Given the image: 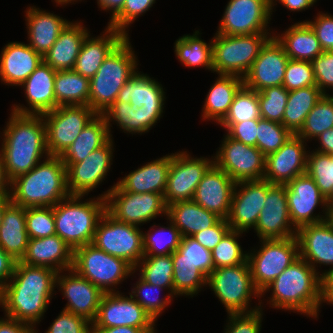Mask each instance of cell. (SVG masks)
<instances>
[{
  "label": "cell",
  "mask_w": 333,
  "mask_h": 333,
  "mask_svg": "<svg viewBox=\"0 0 333 333\" xmlns=\"http://www.w3.org/2000/svg\"><path fill=\"white\" fill-rule=\"evenodd\" d=\"M272 295L270 307L303 314L316 319L321 308V276L300 256L261 293ZM269 302V303H268Z\"/></svg>",
  "instance_id": "obj_3"
},
{
  "label": "cell",
  "mask_w": 333,
  "mask_h": 333,
  "mask_svg": "<svg viewBox=\"0 0 333 333\" xmlns=\"http://www.w3.org/2000/svg\"><path fill=\"white\" fill-rule=\"evenodd\" d=\"M78 1H82V0H54L53 2L56 3V5H60V6H65L66 4H70V3H74V2H78Z\"/></svg>",
  "instance_id": "obj_74"
},
{
  "label": "cell",
  "mask_w": 333,
  "mask_h": 333,
  "mask_svg": "<svg viewBox=\"0 0 333 333\" xmlns=\"http://www.w3.org/2000/svg\"><path fill=\"white\" fill-rule=\"evenodd\" d=\"M11 203L10 196H3L0 197V225L2 222V215L5 210V208Z\"/></svg>",
  "instance_id": "obj_73"
},
{
  "label": "cell",
  "mask_w": 333,
  "mask_h": 333,
  "mask_svg": "<svg viewBox=\"0 0 333 333\" xmlns=\"http://www.w3.org/2000/svg\"><path fill=\"white\" fill-rule=\"evenodd\" d=\"M165 88L154 77L137 71L119 91L116 101L130 103L135 108H164Z\"/></svg>",
  "instance_id": "obj_34"
},
{
  "label": "cell",
  "mask_w": 333,
  "mask_h": 333,
  "mask_svg": "<svg viewBox=\"0 0 333 333\" xmlns=\"http://www.w3.org/2000/svg\"><path fill=\"white\" fill-rule=\"evenodd\" d=\"M138 277L131 292L128 293L156 322L174 297L169 293L164 295L165 297H160V291L164 288L146 282L139 275Z\"/></svg>",
  "instance_id": "obj_45"
},
{
  "label": "cell",
  "mask_w": 333,
  "mask_h": 333,
  "mask_svg": "<svg viewBox=\"0 0 333 333\" xmlns=\"http://www.w3.org/2000/svg\"><path fill=\"white\" fill-rule=\"evenodd\" d=\"M101 115L104 117L108 125L111 137V127H113L112 123L117 124L120 130L124 133H131L135 135L142 134L141 106L139 108H135L130 103L115 101L106 110H104Z\"/></svg>",
  "instance_id": "obj_49"
},
{
  "label": "cell",
  "mask_w": 333,
  "mask_h": 333,
  "mask_svg": "<svg viewBox=\"0 0 333 333\" xmlns=\"http://www.w3.org/2000/svg\"><path fill=\"white\" fill-rule=\"evenodd\" d=\"M316 85L312 63L310 61L289 59L284 74L283 86L288 91Z\"/></svg>",
  "instance_id": "obj_56"
},
{
  "label": "cell",
  "mask_w": 333,
  "mask_h": 333,
  "mask_svg": "<svg viewBox=\"0 0 333 333\" xmlns=\"http://www.w3.org/2000/svg\"><path fill=\"white\" fill-rule=\"evenodd\" d=\"M221 142L216 154L212 156L217 167L236 183L263 179L265 155L256 146L246 145L227 134Z\"/></svg>",
  "instance_id": "obj_15"
},
{
  "label": "cell",
  "mask_w": 333,
  "mask_h": 333,
  "mask_svg": "<svg viewBox=\"0 0 333 333\" xmlns=\"http://www.w3.org/2000/svg\"><path fill=\"white\" fill-rule=\"evenodd\" d=\"M36 327L25 322L17 321L4 315L0 319V333H38Z\"/></svg>",
  "instance_id": "obj_64"
},
{
  "label": "cell",
  "mask_w": 333,
  "mask_h": 333,
  "mask_svg": "<svg viewBox=\"0 0 333 333\" xmlns=\"http://www.w3.org/2000/svg\"><path fill=\"white\" fill-rule=\"evenodd\" d=\"M156 322L129 295L122 292L104 293L92 328L131 326L140 329H156Z\"/></svg>",
  "instance_id": "obj_19"
},
{
  "label": "cell",
  "mask_w": 333,
  "mask_h": 333,
  "mask_svg": "<svg viewBox=\"0 0 333 333\" xmlns=\"http://www.w3.org/2000/svg\"><path fill=\"white\" fill-rule=\"evenodd\" d=\"M316 85L324 95L333 91V51H323L311 61Z\"/></svg>",
  "instance_id": "obj_60"
},
{
  "label": "cell",
  "mask_w": 333,
  "mask_h": 333,
  "mask_svg": "<svg viewBox=\"0 0 333 333\" xmlns=\"http://www.w3.org/2000/svg\"><path fill=\"white\" fill-rule=\"evenodd\" d=\"M178 229L182 237L212 227L220 217L207 211L193 200L176 201L167 206V216Z\"/></svg>",
  "instance_id": "obj_38"
},
{
  "label": "cell",
  "mask_w": 333,
  "mask_h": 333,
  "mask_svg": "<svg viewBox=\"0 0 333 333\" xmlns=\"http://www.w3.org/2000/svg\"><path fill=\"white\" fill-rule=\"evenodd\" d=\"M146 282L162 287L174 297L172 255L143 256L134 271Z\"/></svg>",
  "instance_id": "obj_43"
},
{
  "label": "cell",
  "mask_w": 333,
  "mask_h": 333,
  "mask_svg": "<svg viewBox=\"0 0 333 333\" xmlns=\"http://www.w3.org/2000/svg\"><path fill=\"white\" fill-rule=\"evenodd\" d=\"M25 14L27 44L43 57L70 21L36 6H28Z\"/></svg>",
  "instance_id": "obj_31"
},
{
  "label": "cell",
  "mask_w": 333,
  "mask_h": 333,
  "mask_svg": "<svg viewBox=\"0 0 333 333\" xmlns=\"http://www.w3.org/2000/svg\"><path fill=\"white\" fill-rule=\"evenodd\" d=\"M296 237L299 243V256L315 270L317 269L316 272L320 276L333 270V226L327 220L299 227ZM318 264L330 268L320 272Z\"/></svg>",
  "instance_id": "obj_27"
},
{
  "label": "cell",
  "mask_w": 333,
  "mask_h": 333,
  "mask_svg": "<svg viewBox=\"0 0 333 333\" xmlns=\"http://www.w3.org/2000/svg\"><path fill=\"white\" fill-rule=\"evenodd\" d=\"M214 164V158L192 157L187 151L171 153V163L164 193L166 205L176 201L192 200L196 187L207 170Z\"/></svg>",
  "instance_id": "obj_16"
},
{
  "label": "cell",
  "mask_w": 333,
  "mask_h": 333,
  "mask_svg": "<svg viewBox=\"0 0 333 333\" xmlns=\"http://www.w3.org/2000/svg\"><path fill=\"white\" fill-rule=\"evenodd\" d=\"M90 79L74 70L56 71L54 94L56 104L89 106Z\"/></svg>",
  "instance_id": "obj_41"
},
{
  "label": "cell",
  "mask_w": 333,
  "mask_h": 333,
  "mask_svg": "<svg viewBox=\"0 0 333 333\" xmlns=\"http://www.w3.org/2000/svg\"><path fill=\"white\" fill-rule=\"evenodd\" d=\"M58 272L51 268L16 262L14 273L0 291L5 316L34 327L40 324L56 289Z\"/></svg>",
  "instance_id": "obj_1"
},
{
  "label": "cell",
  "mask_w": 333,
  "mask_h": 333,
  "mask_svg": "<svg viewBox=\"0 0 333 333\" xmlns=\"http://www.w3.org/2000/svg\"><path fill=\"white\" fill-rule=\"evenodd\" d=\"M207 287L224 305L227 314L250 313L263 307L261 293L252 281L248 260L239 265L215 268L207 278ZM252 298H259L254 307L251 306Z\"/></svg>",
  "instance_id": "obj_7"
},
{
  "label": "cell",
  "mask_w": 333,
  "mask_h": 333,
  "mask_svg": "<svg viewBox=\"0 0 333 333\" xmlns=\"http://www.w3.org/2000/svg\"><path fill=\"white\" fill-rule=\"evenodd\" d=\"M171 255L172 260L188 261L195 265L207 278L214 270L212 252L191 236L181 237L178 249Z\"/></svg>",
  "instance_id": "obj_51"
},
{
  "label": "cell",
  "mask_w": 333,
  "mask_h": 333,
  "mask_svg": "<svg viewBox=\"0 0 333 333\" xmlns=\"http://www.w3.org/2000/svg\"><path fill=\"white\" fill-rule=\"evenodd\" d=\"M106 199V211L118 221L142 226L161 217L167 216L164 195L159 193H132L123 191L114 184L100 195Z\"/></svg>",
  "instance_id": "obj_11"
},
{
  "label": "cell",
  "mask_w": 333,
  "mask_h": 333,
  "mask_svg": "<svg viewBox=\"0 0 333 333\" xmlns=\"http://www.w3.org/2000/svg\"><path fill=\"white\" fill-rule=\"evenodd\" d=\"M259 249L248 252V263L255 288L262 293L299 257L296 236L285 239H261Z\"/></svg>",
  "instance_id": "obj_10"
},
{
  "label": "cell",
  "mask_w": 333,
  "mask_h": 333,
  "mask_svg": "<svg viewBox=\"0 0 333 333\" xmlns=\"http://www.w3.org/2000/svg\"><path fill=\"white\" fill-rule=\"evenodd\" d=\"M97 113L85 105L58 106L42 114L50 156H60Z\"/></svg>",
  "instance_id": "obj_13"
},
{
  "label": "cell",
  "mask_w": 333,
  "mask_h": 333,
  "mask_svg": "<svg viewBox=\"0 0 333 333\" xmlns=\"http://www.w3.org/2000/svg\"><path fill=\"white\" fill-rule=\"evenodd\" d=\"M272 185L265 179L240 181L235 184L227 217L231 230L244 233L255 229L267 191Z\"/></svg>",
  "instance_id": "obj_20"
},
{
  "label": "cell",
  "mask_w": 333,
  "mask_h": 333,
  "mask_svg": "<svg viewBox=\"0 0 333 333\" xmlns=\"http://www.w3.org/2000/svg\"><path fill=\"white\" fill-rule=\"evenodd\" d=\"M114 141L92 151L81 162H63L66 166L67 189L70 195H87L107 178L113 164Z\"/></svg>",
  "instance_id": "obj_18"
},
{
  "label": "cell",
  "mask_w": 333,
  "mask_h": 333,
  "mask_svg": "<svg viewBox=\"0 0 333 333\" xmlns=\"http://www.w3.org/2000/svg\"><path fill=\"white\" fill-rule=\"evenodd\" d=\"M141 228L116 220L105 211L97 223L92 244L104 252L124 259L133 268L143 258Z\"/></svg>",
  "instance_id": "obj_12"
},
{
  "label": "cell",
  "mask_w": 333,
  "mask_h": 333,
  "mask_svg": "<svg viewBox=\"0 0 333 333\" xmlns=\"http://www.w3.org/2000/svg\"><path fill=\"white\" fill-rule=\"evenodd\" d=\"M274 34L224 35L212 38L213 73L244 77L261 47Z\"/></svg>",
  "instance_id": "obj_9"
},
{
  "label": "cell",
  "mask_w": 333,
  "mask_h": 333,
  "mask_svg": "<svg viewBox=\"0 0 333 333\" xmlns=\"http://www.w3.org/2000/svg\"><path fill=\"white\" fill-rule=\"evenodd\" d=\"M327 221L333 226V205H329Z\"/></svg>",
  "instance_id": "obj_75"
},
{
  "label": "cell",
  "mask_w": 333,
  "mask_h": 333,
  "mask_svg": "<svg viewBox=\"0 0 333 333\" xmlns=\"http://www.w3.org/2000/svg\"><path fill=\"white\" fill-rule=\"evenodd\" d=\"M323 95L317 85L289 91L282 124L296 134Z\"/></svg>",
  "instance_id": "obj_40"
},
{
  "label": "cell",
  "mask_w": 333,
  "mask_h": 333,
  "mask_svg": "<svg viewBox=\"0 0 333 333\" xmlns=\"http://www.w3.org/2000/svg\"><path fill=\"white\" fill-rule=\"evenodd\" d=\"M315 140L320 146L315 151L333 155V128L324 131Z\"/></svg>",
  "instance_id": "obj_70"
},
{
  "label": "cell",
  "mask_w": 333,
  "mask_h": 333,
  "mask_svg": "<svg viewBox=\"0 0 333 333\" xmlns=\"http://www.w3.org/2000/svg\"><path fill=\"white\" fill-rule=\"evenodd\" d=\"M254 230L259 240L296 236L297 228L289 215L286 185L273 184L268 189Z\"/></svg>",
  "instance_id": "obj_24"
},
{
  "label": "cell",
  "mask_w": 333,
  "mask_h": 333,
  "mask_svg": "<svg viewBox=\"0 0 333 333\" xmlns=\"http://www.w3.org/2000/svg\"><path fill=\"white\" fill-rule=\"evenodd\" d=\"M166 220L168 225L157 226L154 223L146 233H142L144 256L168 255L178 249L182 236L179 229L168 218Z\"/></svg>",
  "instance_id": "obj_44"
},
{
  "label": "cell",
  "mask_w": 333,
  "mask_h": 333,
  "mask_svg": "<svg viewBox=\"0 0 333 333\" xmlns=\"http://www.w3.org/2000/svg\"><path fill=\"white\" fill-rule=\"evenodd\" d=\"M10 196V181L6 177L4 162L0 154V197Z\"/></svg>",
  "instance_id": "obj_72"
},
{
  "label": "cell",
  "mask_w": 333,
  "mask_h": 333,
  "mask_svg": "<svg viewBox=\"0 0 333 333\" xmlns=\"http://www.w3.org/2000/svg\"><path fill=\"white\" fill-rule=\"evenodd\" d=\"M312 151L307 154V173L327 198L333 188V155Z\"/></svg>",
  "instance_id": "obj_52"
},
{
  "label": "cell",
  "mask_w": 333,
  "mask_h": 333,
  "mask_svg": "<svg viewBox=\"0 0 333 333\" xmlns=\"http://www.w3.org/2000/svg\"><path fill=\"white\" fill-rule=\"evenodd\" d=\"M56 288L67 300L65 307H63L64 310L81 316L91 323L94 321L104 295L100 288L77 274L72 268L57 274Z\"/></svg>",
  "instance_id": "obj_22"
},
{
  "label": "cell",
  "mask_w": 333,
  "mask_h": 333,
  "mask_svg": "<svg viewBox=\"0 0 333 333\" xmlns=\"http://www.w3.org/2000/svg\"><path fill=\"white\" fill-rule=\"evenodd\" d=\"M126 38L113 28L106 27L103 34L92 37L89 33L83 40L73 70L91 79L107 56Z\"/></svg>",
  "instance_id": "obj_30"
},
{
  "label": "cell",
  "mask_w": 333,
  "mask_h": 333,
  "mask_svg": "<svg viewBox=\"0 0 333 333\" xmlns=\"http://www.w3.org/2000/svg\"><path fill=\"white\" fill-rule=\"evenodd\" d=\"M163 110L164 108H143V105L141 106L142 134L149 132L160 121Z\"/></svg>",
  "instance_id": "obj_66"
},
{
  "label": "cell",
  "mask_w": 333,
  "mask_h": 333,
  "mask_svg": "<svg viewBox=\"0 0 333 333\" xmlns=\"http://www.w3.org/2000/svg\"><path fill=\"white\" fill-rule=\"evenodd\" d=\"M263 308L250 313L228 314L223 333H260Z\"/></svg>",
  "instance_id": "obj_58"
},
{
  "label": "cell",
  "mask_w": 333,
  "mask_h": 333,
  "mask_svg": "<svg viewBox=\"0 0 333 333\" xmlns=\"http://www.w3.org/2000/svg\"><path fill=\"white\" fill-rule=\"evenodd\" d=\"M258 119H251L232 124L226 134L249 146H256Z\"/></svg>",
  "instance_id": "obj_63"
},
{
  "label": "cell",
  "mask_w": 333,
  "mask_h": 333,
  "mask_svg": "<svg viewBox=\"0 0 333 333\" xmlns=\"http://www.w3.org/2000/svg\"><path fill=\"white\" fill-rule=\"evenodd\" d=\"M0 154L6 177L11 182L28 173L41 159L49 157L46 125L42 115L17 114L11 111L2 130Z\"/></svg>",
  "instance_id": "obj_2"
},
{
  "label": "cell",
  "mask_w": 333,
  "mask_h": 333,
  "mask_svg": "<svg viewBox=\"0 0 333 333\" xmlns=\"http://www.w3.org/2000/svg\"><path fill=\"white\" fill-rule=\"evenodd\" d=\"M277 2L291 12H301L315 5L317 0H272V9L275 8L274 6L277 5Z\"/></svg>",
  "instance_id": "obj_68"
},
{
  "label": "cell",
  "mask_w": 333,
  "mask_h": 333,
  "mask_svg": "<svg viewBox=\"0 0 333 333\" xmlns=\"http://www.w3.org/2000/svg\"><path fill=\"white\" fill-rule=\"evenodd\" d=\"M288 60L282 45L271 36L243 77L244 86L257 92L268 87L282 86Z\"/></svg>",
  "instance_id": "obj_23"
},
{
  "label": "cell",
  "mask_w": 333,
  "mask_h": 333,
  "mask_svg": "<svg viewBox=\"0 0 333 333\" xmlns=\"http://www.w3.org/2000/svg\"><path fill=\"white\" fill-rule=\"evenodd\" d=\"M72 269L104 293L119 292L116 287L135 273L127 261L98 249L92 243L73 250Z\"/></svg>",
  "instance_id": "obj_8"
},
{
  "label": "cell",
  "mask_w": 333,
  "mask_h": 333,
  "mask_svg": "<svg viewBox=\"0 0 333 333\" xmlns=\"http://www.w3.org/2000/svg\"><path fill=\"white\" fill-rule=\"evenodd\" d=\"M323 303L333 306V270L321 276V307Z\"/></svg>",
  "instance_id": "obj_67"
},
{
  "label": "cell",
  "mask_w": 333,
  "mask_h": 333,
  "mask_svg": "<svg viewBox=\"0 0 333 333\" xmlns=\"http://www.w3.org/2000/svg\"><path fill=\"white\" fill-rule=\"evenodd\" d=\"M56 70L44 61L20 85L24 88L27 106L14 104L11 111L17 114L42 115L58 107L54 94Z\"/></svg>",
  "instance_id": "obj_25"
},
{
  "label": "cell",
  "mask_w": 333,
  "mask_h": 333,
  "mask_svg": "<svg viewBox=\"0 0 333 333\" xmlns=\"http://www.w3.org/2000/svg\"><path fill=\"white\" fill-rule=\"evenodd\" d=\"M332 93H333V91H332ZM328 95H329V96H330V97L333 99V94H331V95H330V94H328Z\"/></svg>",
  "instance_id": "obj_77"
},
{
  "label": "cell",
  "mask_w": 333,
  "mask_h": 333,
  "mask_svg": "<svg viewBox=\"0 0 333 333\" xmlns=\"http://www.w3.org/2000/svg\"><path fill=\"white\" fill-rule=\"evenodd\" d=\"M244 234L236 230H230L222 240L214 247L212 260L215 268L239 265L247 261L248 252L243 251L238 238Z\"/></svg>",
  "instance_id": "obj_50"
},
{
  "label": "cell",
  "mask_w": 333,
  "mask_h": 333,
  "mask_svg": "<svg viewBox=\"0 0 333 333\" xmlns=\"http://www.w3.org/2000/svg\"><path fill=\"white\" fill-rule=\"evenodd\" d=\"M243 78L236 75L218 74L206 95L202 120L220 123L228 114L235 94L243 86Z\"/></svg>",
  "instance_id": "obj_37"
},
{
  "label": "cell",
  "mask_w": 333,
  "mask_h": 333,
  "mask_svg": "<svg viewBox=\"0 0 333 333\" xmlns=\"http://www.w3.org/2000/svg\"><path fill=\"white\" fill-rule=\"evenodd\" d=\"M174 297L196 296L207 287V277L195 265L188 261L172 260Z\"/></svg>",
  "instance_id": "obj_48"
},
{
  "label": "cell",
  "mask_w": 333,
  "mask_h": 333,
  "mask_svg": "<svg viewBox=\"0 0 333 333\" xmlns=\"http://www.w3.org/2000/svg\"><path fill=\"white\" fill-rule=\"evenodd\" d=\"M26 230L29 239L55 235L54 207L26 208Z\"/></svg>",
  "instance_id": "obj_55"
},
{
  "label": "cell",
  "mask_w": 333,
  "mask_h": 333,
  "mask_svg": "<svg viewBox=\"0 0 333 333\" xmlns=\"http://www.w3.org/2000/svg\"><path fill=\"white\" fill-rule=\"evenodd\" d=\"M28 241L26 208L11 202L2 215L0 247L15 260L20 261L26 253Z\"/></svg>",
  "instance_id": "obj_35"
},
{
  "label": "cell",
  "mask_w": 333,
  "mask_h": 333,
  "mask_svg": "<svg viewBox=\"0 0 333 333\" xmlns=\"http://www.w3.org/2000/svg\"><path fill=\"white\" fill-rule=\"evenodd\" d=\"M156 0H125L122 10L108 22V27L122 32L129 37V26L135 22L139 16L150 10Z\"/></svg>",
  "instance_id": "obj_57"
},
{
  "label": "cell",
  "mask_w": 333,
  "mask_h": 333,
  "mask_svg": "<svg viewBox=\"0 0 333 333\" xmlns=\"http://www.w3.org/2000/svg\"><path fill=\"white\" fill-rule=\"evenodd\" d=\"M328 205H333V188H332V193L326 198Z\"/></svg>",
  "instance_id": "obj_76"
},
{
  "label": "cell",
  "mask_w": 333,
  "mask_h": 333,
  "mask_svg": "<svg viewBox=\"0 0 333 333\" xmlns=\"http://www.w3.org/2000/svg\"><path fill=\"white\" fill-rule=\"evenodd\" d=\"M138 59L126 37L103 61L90 79L89 106L102 114L118 97L119 91L137 71Z\"/></svg>",
  "instance_id": "obj_6"
},
{
  "label": "cell",
  "mask_w": 333,
  "mask_h": 333,
  "mask_svg": "<svg viewBox=\"0 0 333 333\" xmlns=\"http://www.w3.org/2000/svg\"><path fill=\"white\" fill-rule=\"evenodd\" d=\"M292 135L282 124L275 121L258 119L256 147L267 156L277 151Z\"/></svg>",
  "instance_id": "obj_53"
},
{
  "label": "cell",
  "mask_w": 333,
  "mask_h": 333,
  "mask_svg": "<svg viewBox=\"0 0 333 333\" xmlns=\"http://www.w3.org/2000/svg\"><path fill=\"white\" fill-rule=\"evenodd\" d=\"M69 195L66 166L59 156L46 157L10 182L11 202L25 208L54 207Z\"/></svg>",
  "instance_id": "obj_4"
},
{
  "label": "cell",
  "mask_w": 333,
  "mask_h": 333,
  "mask_svg": "<svg viewBox=\"0 0 333 333\" xmlns=\"http://www.w3.org/2000/svg\"><path fill=\"white\" fill-rule=\"evenodd\" d=\"M43 57L24 42H8L0 54V81L20 86L40 65Z\"/></svg>",
  "instance_id": "obj_29"
},
{
  "label": "cell",
  "mask_w": 333,
  "mask_h": 333,
  "mask_svg": "<svg viewBox=\"0 0 333 333\" xmlns=\"http://www.w3.org/2000/svg\"><path fill=\"white\" fill-rule=\"evenodd\" d=\"M111 138L108 125L101 114H96L84 127L76 140L59 156L63 162H81L92 151Z\"/></svg>",
  "instance_id": "obj_39"
},
{
  "label": "cell",
  "mask_w": 333,
  "mask_h": 333,
  "mask_svg": "<svg viewBox=\"0 0 333 333\" xmlns=\"http://www.w3.org/2000/svg\"><path fill=\"white\" fill-rule=\"evenodd\" d=\"M260 118L258 92L243 85L235 94L228 114L218 125L227 130L234 123Z\"/></svg>",
  "instance_id": "obj_46"
},
{
  "label": "cell",
  "mask_w": 333,
  "mask_h": 333,
  "mask_svg": "<svg viewBox=\"0 0 333 333\" xmlns=\"http://www.w3.org/2000/svg\"><path fill=\"white\" fill-rule=\"evenodd\" d=\"M286 196L290 219L297 229L306 224L327 220L329 210L327 199L307 172L286 184ZM318 206H322L324 215L320 212L317 215L314 213Z\"/></svg>",
  "instance_id": "obj_17"
},
{
  "label": "cell",
  "mask_w": 333,
  "mask_h": 333,
  "mask_svg": "<svg viewBox=\"0 0 333 333\" xmlns=\"http://www.w3.org/2000/svg\"><path fill=\"white\" fill-rule=\"evenodd\" d=\"M272 11V0H229L216 33L224 35L273 34L274 32L269 27Z\"/></svg>",
  "instance_id": "obj_14"
},
{
  "label": "cell",
  "mask_w": 333,
  "mask_h": 333,
  "mask_svg": "<svg viewBox=\"0 0 333 333\" xmlns=\"http://www.w3.org/2000/svg\"><path fill=\"white\" fill-rule=\"evenodd\" d=\"M236 182L222 169L213 164L196 187L193 201L227 219Z\"/></svg>",
  "instance_id": "obj_26"
},
{
  "label": "cell",
  "mask_w": 333,
  "mask_h": 333,
  "mask_svg": "<svg viewBox=\"0 0 333 333\" xmlns=\"http://www.w3.org/2000/svg\"><path fill=\"white\" fill-rule=\"evenodd\" d=\"M89 33L82 21L69 22L43 56V61L56 71L73 70L83 40Z\"/></svg>",
  "instance_id": "obj_33"
},
{
  "label": "cell",
  "mask_w": 333,
  "mask_h": 333,
  "mask_svg": "<svg viewBox=\"0 0 333 333\" xmlns=\"http://www.w3.org/2000/svg\"><path fill=\"white\" fill-rule=\"evenodd\" d=\"M29 266L51 268L56 272L69 270L73 264V249L58 235L29 239L26 253L20 260Z\"/></svg>",
  "instance_id": "obj_28"
},
{
  "label": "cell",
  "mask_w": 333,
  "mask_h": 333,
  "mask_svg": "<svg viewBox=\"0 0 333 333\" xmlns=\"http://www.w3.org/2000/svg\"><path fill=\"white\" fill-rule=\"evenodd\" d=\"M333 128V99L323 95L308 113L301 129L296 133L306 142L316 139L324 131Z\"/></svg>",
  "instance_id": "obj_47"
},
{
  "label": "cell",
  "mask_w": 333,
  "mask_h": 333,
  "mask_svg": "<svg viewBox=\"0 0 333 333\" xmlns=\"http://www.w3.org/2000/svg\"><path fill=\"white\" fill-rule=\"evenodd\" d=\"M98 8L111 12V21L123 8L125 0H97Z\"/></svg>",
  "instance_id": "obj_71"
},
{
  "label": "cell",
  "mask_w": 333,
  "mask_h": 333,
  "mask_svg": "<svg viewBox=\"0 0 333 333\" xmlns=\"http://www.w3.org/2000/svg\"><path fill=\"white\" fill-rule=\"evenodd\" d=\"M45 333H92V323L62 309Z\"/></svg>",
  "instance_id": "obj_59"
},
{
  "label": "cell",
  "mask_w": 333,
  "mask_h": 333,
  "mask_svg": "<svg viewBox=\"0 0 333 333\" xmlns=\"http://www.w3.org/2000/svg\"><path fill=\"white\" fill-rule=\"evenodd\" d=\"M230 230L227 219L220 218L212 227L201 230L191 237L207 250L212 251Z\"/></svg>",
  "instance_id": "obj_62"
},
{
  "label": "cell",
  "mask_w": 333,
  "mask_h": 333,
  "mask_svg": "<svg viewBox=\"0 0 333 333\" xmlns=\"http://www.w3.org/2000/svg\"><path fill=\"white\" fill-rule=\"evenodd\" d=\"M199 30L190 35H183L175 41L174 52L185 67H204L213 72L212 39L206 43L201 39Z\"/></svg>",
  "instance_id": "obj_42"
},
{
  "label": "cell",
  "mask_w": 333,
  "mask_h": 333,
  "mask_svg": "<svg viewBox=\"0 0 333 333\" xmlns=\"http://www.w3.org/2000/svg\"><path fill=\"white\" fill-rule=\"evenodd\" d=\"M288 94L289 91L283 85L258 92L261 118L282 123Z\"/></svg>",
  "instance_id": "obj_54"
},
{
  "label": "cell",
  "mask_w": 333,
  "mask_h": 333,
  "mask_svg": "<svg viewBox=\"0 0 333 333\" xmlns=\"http://www.w3.org/2000/svg\"><path fill=\"white\" fill-rule=\"evenodd\" d=\"M273 34L289 59L311 62L323 52L315 32L305 20L294 23L281 35Z\"/></svg>",
  "instance_id": "obj_36"
},
{
  "label": "cell",
  "mask_w": 333,
  "mask_h": 333,
  "mask_svg": "<svg viewBox=\"0 0 333 333\" xmlns=\"http://www.w3.org/2000/svg\"><path fill=\"white\" fill-rule=\"evenodd\" d=\"M81 198L84 195H69L54 206L56 235L73 250L93 242L97 223L106 211V199L100 194Z\"/></svg>",
  "instance_id": "obj_5"
},
{
  "label": "cell",
  "mask_w": 333,
  "mask_h": 333,
  "mask_svg": "<svg viewBox=\"0 0 333 333\" xmlns=\"http://www.w3.org/2000/svg\"><path fill=\"white\" fill-rule=\"evenodd\" d=\"M171 154L145 163L143 166L125 174L116 184L123 190L132 193H165Z\"/></svg>",
  "instance_id": "obj_32"
},
{
  "label": "cell",
  "mask_w": 333,
  "mask_h": 333,
  "mask_svg": "<svg viewBox=\"0 0 333 333\" xmlns=\"http://www.w3.org/2000/svg\"><path fill=\"white\" fill-rule=\"evenodd\" d=\"M306 22L315 32L323 51H333V15L321 11L313 21Z\"/></svg>",
  "instance_id": "obj_61"
},
{
  "label": "cell",
  "mask_w": 333,
  "mask_h": 333,
  "mask_svg": "<svg viewBox=\"0 0 333 333\" xmlns=\"http://www.w3.org/2000/svg\"><path fill=\"white\" fill-rule=\"evenodd\" d=\"M17 260L0 247V291L11 279Z\"/></svg>",
  "instance_id": "obj_65"
},
{
  "label": "cell",
  "mask_w": 333,
  "mask_h": 333,
  "mask_svg": "<svg viewBox=\"0 0 333 333\" xmlns=\"http://www.w3.org/2000/svg\"><path fill=\"white\" fill-rule=\"evenodd\" d=\"M92 333H157V329H140L131 326L92 328Z\"/></svg>",
  "instance_id": "obj_69"
},
{
  "label": "cell",
  "mask_w": 333,
  "mask_h": 333,
  "mask_svg": "<svg viewBox=\"0 0 333 333\" xmlns=\"http://www.w3.org/2000/svg\"><path fill=\"white\" fill-rule=\"evenodd\" d=\"M306 146L304 139L292 134L277 151L265 156L263 179L272 184L286 185L295 177L306 173Z\"/></svg>",
  "instance_id": "obj_21"
}]
</instances>
